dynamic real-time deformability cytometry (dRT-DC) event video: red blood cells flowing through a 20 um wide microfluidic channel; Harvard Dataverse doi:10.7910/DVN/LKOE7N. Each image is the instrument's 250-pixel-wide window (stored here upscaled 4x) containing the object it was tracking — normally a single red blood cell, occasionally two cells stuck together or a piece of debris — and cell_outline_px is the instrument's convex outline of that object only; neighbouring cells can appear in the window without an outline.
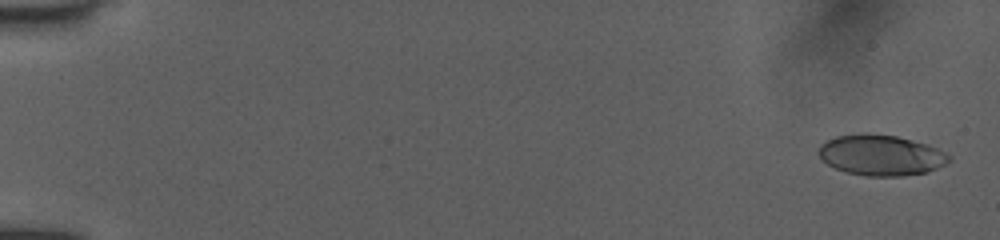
{"species": "human", "species_latin": "Homo sapiens", "temperature_condition": "room temperature", "stored_images_in_passage": 36, "camera_frame_rate_fps": 3000, "um_per_image_px": 0.085, "donor": {"sex": "female"}, "frame": {"image": 1, "passage_image": 2, "time_ms": 0.333, "image_size_px": [1000, 240], "cell_outline_px": [[952, 160], [928, 172], [904, 176], [864, 176], [848, 172], [836, 168], [828, 164], [816, 152], [820, 144], [836, 136], [864, 132], [868, 132], [896, 136], [912, 140], [936, 148], [952, 156]], "centroid_in_image_um": [74.87, 13.18], "position_along_channel_um": 10.1, "area_um2": 30.98}}
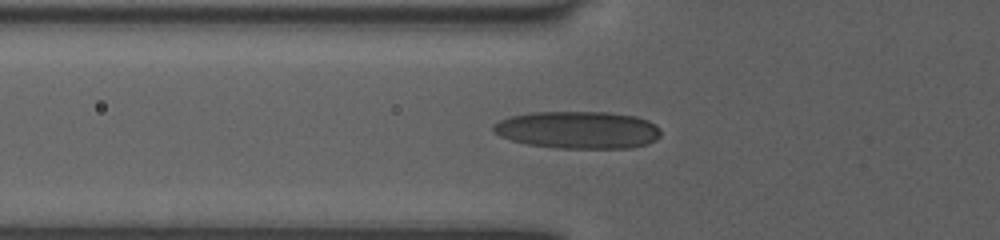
{"frame": {"image": 2, "passage_image": 22, "time_ms": 6.333, "image_size_px": [1000, 240], "cell_outline_px": [[660, 136], [656, 140], [644, 144], [628, 148], [556, 148], [528, 144], [512, 140], [500, 136], [492, 132], [492, 124], [508, 116], [532, 112], [608, 112], [636, 116], [648, 120], [656, 124], [660, 128]], "centroid_in_image_um": [49.11, 11.03], "position_along_channel_um": 76.7, "area_um2": 36.7}}
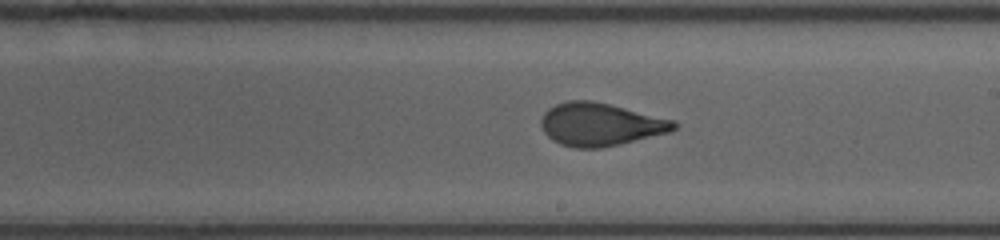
{"frame": {"image": 3, "passage_image": 35, "time_ms": 10.333, "image_size_px": [1000, 240], "cell_outline_px": [[680, 124], [676, 128], [668, 132], [600, 148], [572, 148], [560, 144], [552, 140], [544, 132], [540, 124], [540, 120], [544, 112], [548, 108], [556, 104], [568, 100], [592, 100], [676, 120]], "centroid_in_image_um": [51.0, 10.56], "position_along_channel_um": 238.0, "area_um2": 33.18}}